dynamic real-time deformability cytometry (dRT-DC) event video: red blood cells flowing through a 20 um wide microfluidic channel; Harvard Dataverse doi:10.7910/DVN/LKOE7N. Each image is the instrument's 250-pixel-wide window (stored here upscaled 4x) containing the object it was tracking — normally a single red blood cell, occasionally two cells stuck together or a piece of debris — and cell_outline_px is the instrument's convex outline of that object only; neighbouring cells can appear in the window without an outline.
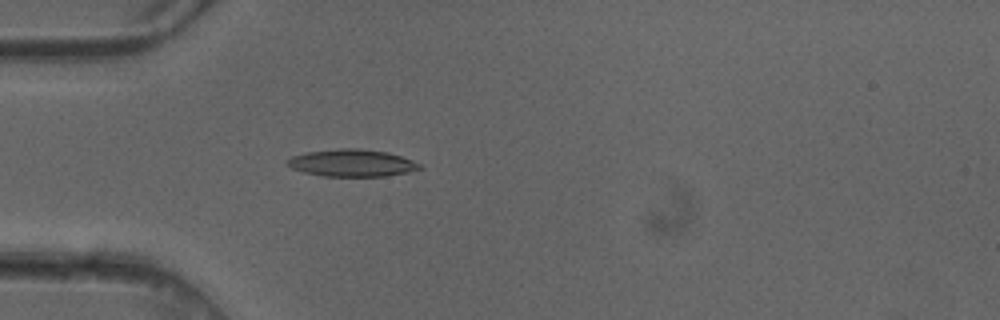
{"species": "common noctule bat (a hibernating species)", "species_latin": "Nyctalus noctula", "temperature_condition": "cold", "stored_images_in_passage": 4, "camera_frame_rate_fps": 3000, "um_per_image_px": 0.085, "animal": {"sex": "female"}, "frame": {"image": 1, "passage_image": 4, "time_ms": 1.0, "image_size_px": [1000, 320], "cell_outline_px": [[424, 168], [408, 172], [384, 176], [324, 176], [304, 172], [292, 168], [284, 164], [284, 160], [292, 156], [308, 152], [340, 148], [360, 148], [388, 152], [412, 160], [420, 164]], "centroid_in_image_um": [29.89, 13.85], "position_along_channel_um": 55.1, "area_um2": 21.04}}